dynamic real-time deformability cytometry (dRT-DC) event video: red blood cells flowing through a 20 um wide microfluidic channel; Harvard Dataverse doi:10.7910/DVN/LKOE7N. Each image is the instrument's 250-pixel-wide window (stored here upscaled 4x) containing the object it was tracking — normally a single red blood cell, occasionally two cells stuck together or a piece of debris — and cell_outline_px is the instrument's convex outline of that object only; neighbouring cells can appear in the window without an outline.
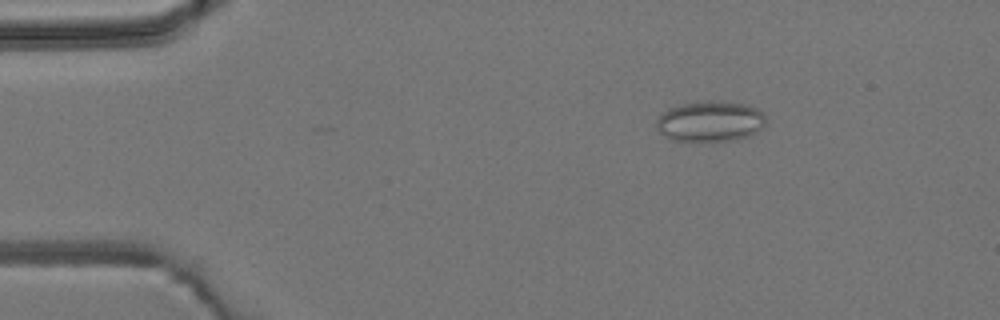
{"species": "common noctule bat (a hibernating species)", "species_latin": "Nyctalus noctula", "temperature_condition": "room temperature", "stored_images_in_passage": 5, "camera_frame_rate_fps": 3000, "um_per_image_px": 0.085, "animal": {"sex": "male", "body_mass_g": 19.2, "forearm_length_mm": 51.8}, "frame": {"image": 1, "passage_image": 3, "time_ms": 2.333, "image_size_px": [1000, 320], "cell_outline_px": [[768, 120], [764, 128], [748, 136], [736, 140], [672, 140], [664, 136], [656, 128], [656, 120], [660, 112], [668, 108], [696, 100], [720, 100], [748, 104], [764, 112]], "centroid_in_image_um": [60.39, 10.27], "position_along_channel_um": 24.6, "area_um2": 26.59}}